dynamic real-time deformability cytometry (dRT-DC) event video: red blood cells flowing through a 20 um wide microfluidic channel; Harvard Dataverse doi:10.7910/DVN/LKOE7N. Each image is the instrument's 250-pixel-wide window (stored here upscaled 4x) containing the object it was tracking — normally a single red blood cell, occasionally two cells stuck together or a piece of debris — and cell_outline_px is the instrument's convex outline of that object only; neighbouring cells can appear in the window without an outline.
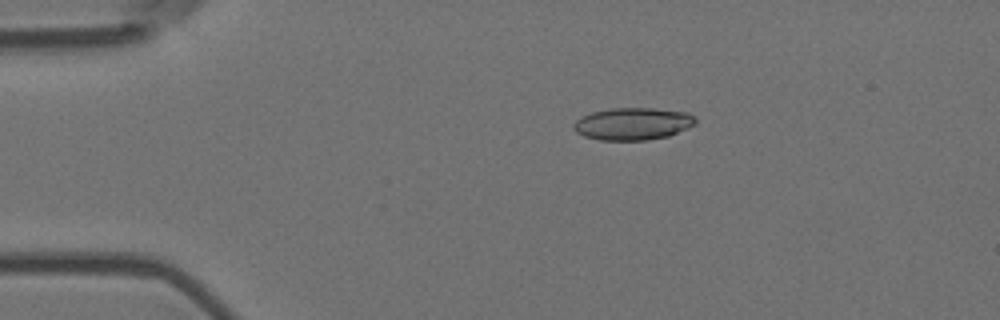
{"species": "Egyptian fruit bat (a non-hibernating species)", "species_latin": "Rousettus aegyptiacus", "temperature_condition": "room temperature", "stored_images_in_passage": 45, "camera_frame_rate_fps": 3000, "um_per_image_px": 0.085, "animal": {"sex": "female"}, "frame": {"image": 1, "passage_image": 1, "time_ms": 0.0, "image_size_px": [1000, 320], "cell_outline_px": [[696, 124], [668, 136], [648, 140], [600, 140], [584, 136], [576, 132], [572, 128], [572, 124], [580, 116], [592, 112], [612, 108], [652, 108], [688, 112], [696, 116]], "centroid_in_image_um": [53.78, 10.52], "position_along_channel_um": 31.2, "area_um2": 23.12}}
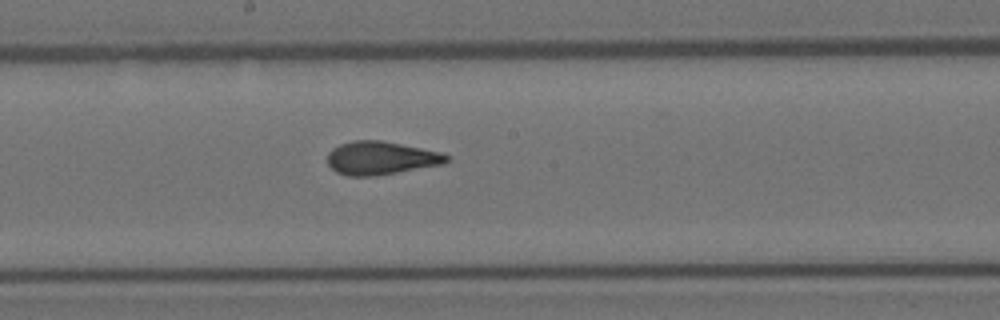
{"frame": {"image": 2, "passage_image": 20, "time_ms": 6.333, "image_size_px": [1000, 320], "cell_outline_px": [[452, 156], [444, 164], [376, 176], [348, 176], [336, 172], [328, 164], [328, 152], [332, 148], [340, 144], [352, 140], [380, 140], [444, 152]], "centroid_in_image_um": [32.41, 13.43], "position_along_channel_um": 215.8, "area_um2": 23.35}}
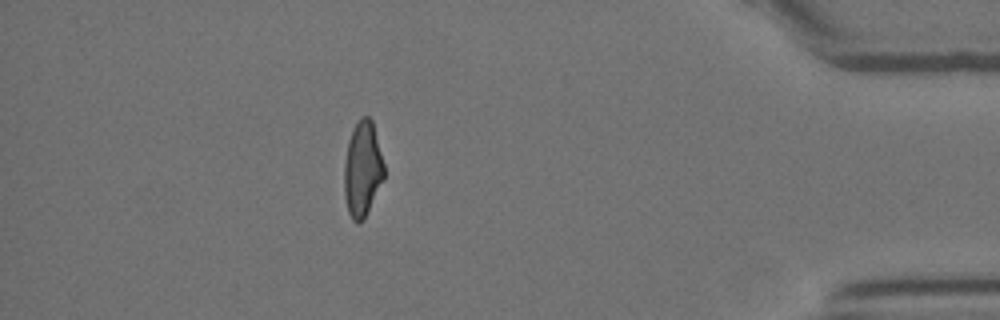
{"frame": {"image": 3, "passage_image": 39, "time_ms": 12.667, "image_size_px": [1000, 320], "cell_outline_px": [[384, 180], [364, 220], [356, 224], [352, 220], [348, 212], [344, 196], [344, 160], [348, 140], [352, 128], [360, 116], [368, 116], [372, 120], [384, 164]], "centroid_in_image_um": [30.8, 14.39], "position_along_channel_um": 404.4, "area_um2": 22.6}, "authors_computed_cell_mechanics": {"area_um2": 22.8888, "velocity_mm_per_s": 3.6984, "shape_relaxation_time_tau1_ms": 6.2554, "shape_relaxation_time_tau2_ms": 1.3409, "deformation_change_tau1": 0.1909, "deformation_change_tau2": 0.0908}}